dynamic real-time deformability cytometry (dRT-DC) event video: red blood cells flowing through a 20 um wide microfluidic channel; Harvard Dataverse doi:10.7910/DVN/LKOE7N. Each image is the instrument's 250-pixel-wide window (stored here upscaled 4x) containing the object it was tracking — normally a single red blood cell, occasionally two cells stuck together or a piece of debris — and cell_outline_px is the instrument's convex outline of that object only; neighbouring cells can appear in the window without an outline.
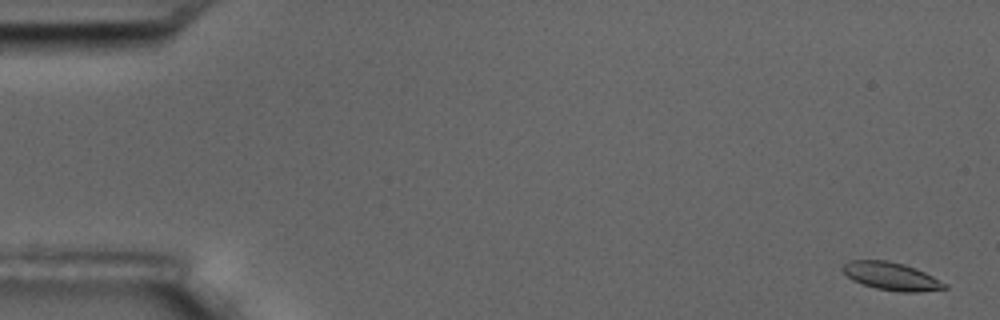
{"species": "common noctule bat (a hibernating species)", "species_latin": "Nyctalus noctula", "temperature_condition": "room temperature", "stored_images_in_passage": 57, "camera_frame_rate_fps": 3000, "um_per_image_px": 0.085, "animal": {"sex": "male", "body_mass_g": 17.5, "forearm_length_mm": 52.3}, "frame": {"image": 1, "passage_image": 2, "time_ms": 0.333, "image_size_px": [1000, 320], "cell_outline_px": [[948, 288], [920, 292], [900, 292], [876, 288], [852, 280], [840, 268], [848, 260], [888, 260], [904, 264], [916, 268], [948, 284]], "centroid_in_image_um": [75.77, 23.47], "position_along_channel_um": 9.2, "area_um2": 16.59}}
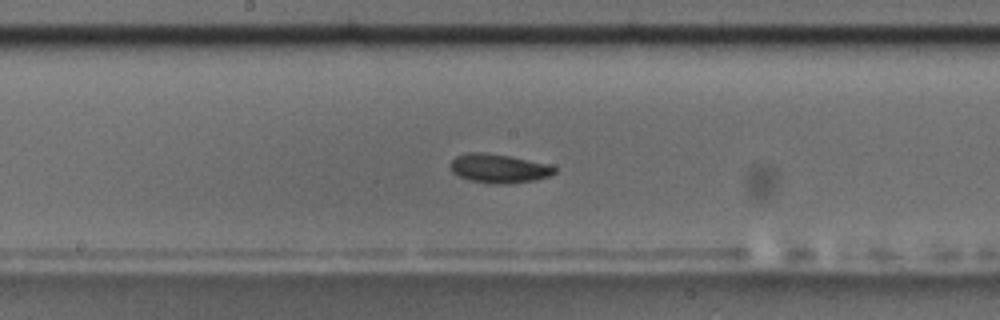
{"frame": {"image": 2, "passage_image": 30, "time_ms": 9.667, "image_size_px": [1000, 320], "cell_outline_px": [[556, 172], [548, 176], [536, 180], [504, 184], [492, 184], [472, 180], [460, 176], [452, 172], [448, 168], [448, 164], [456, 156], [468, 152], [484, 152], [508, 156], [548, 164], [556, 168]], "centroid_in_image_um": [42.36, 14.31], "position_along_channel_um": 205.8, "area_um2": 17.51}}
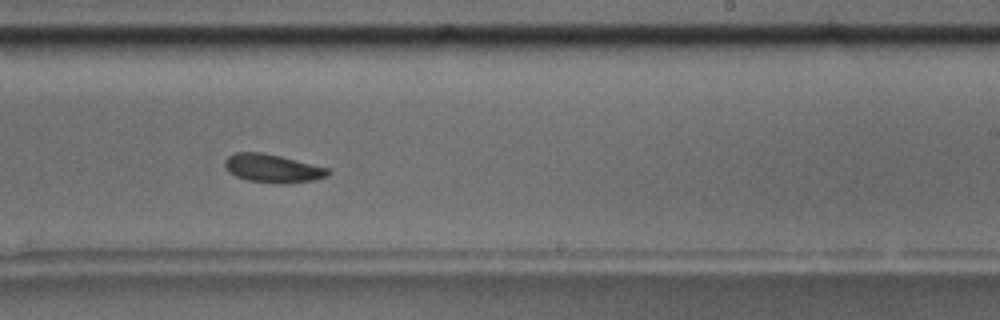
{"frame": {"image": 3, "passage_image": 35, "time_ms": 11.333, "image_size_px": [1000, 320], "cell_outline_px": [[332, 172], [328, 176], [312, 180], [284, 184], [280, 184], [248, 180], [236, 176], [228, 172], [224, 168], [224, 160], [228, 156], [236, 152], [260, 152], [280, 156], [328, 168]], "centroid_in_image_um": [23.15, 14.31], "position_along_channel_um": 265.9, "area_um2": 17.05}}